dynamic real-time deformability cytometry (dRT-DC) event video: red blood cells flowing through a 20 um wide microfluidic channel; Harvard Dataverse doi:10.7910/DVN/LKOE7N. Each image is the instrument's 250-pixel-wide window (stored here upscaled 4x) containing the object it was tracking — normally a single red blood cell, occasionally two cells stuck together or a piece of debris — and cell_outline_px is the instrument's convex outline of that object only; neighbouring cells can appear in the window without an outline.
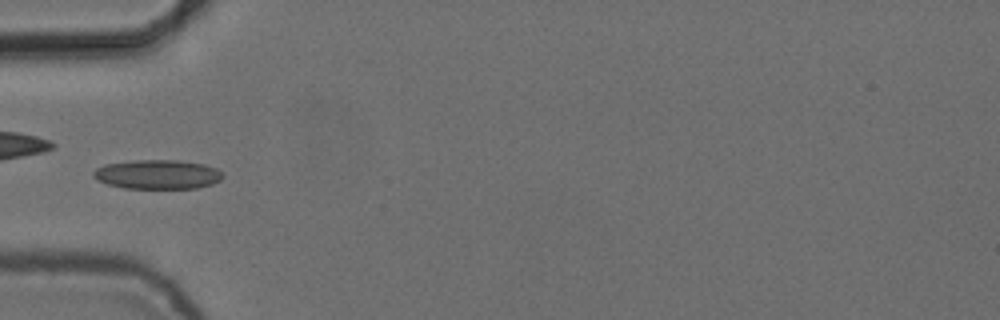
{"species": "common noctule bat (a hibernating species)", "species_latin": "Nyctalus noctula", "temperature_condition": "cold", "stored_images_in_passage": 2, "camera_frame_rate_fps": 3000, "um_per_image_px": 0.085, "animal": {"sex": "female", "body_mass_g": 24.6, "forearm_length_mm": 56.2}, "frame": {"image": 1, "passage_image": 2, "time_ms": 0.333, "image_size_px": [1000, 320], "cell_outline_px": [[224, 176], [220, 180], [212, 184], [196, 188], [124, 188], [108, 184], [96, 180], [92, 176], [92, 172], [96, 168], [104, 164], [136, 160], [176, 160], [204, 164], [216, 168]], "centroid_in_image_um": [13.36, 14.82], "position_along_channel_um": 71.6, "area_um2": 22.08}}